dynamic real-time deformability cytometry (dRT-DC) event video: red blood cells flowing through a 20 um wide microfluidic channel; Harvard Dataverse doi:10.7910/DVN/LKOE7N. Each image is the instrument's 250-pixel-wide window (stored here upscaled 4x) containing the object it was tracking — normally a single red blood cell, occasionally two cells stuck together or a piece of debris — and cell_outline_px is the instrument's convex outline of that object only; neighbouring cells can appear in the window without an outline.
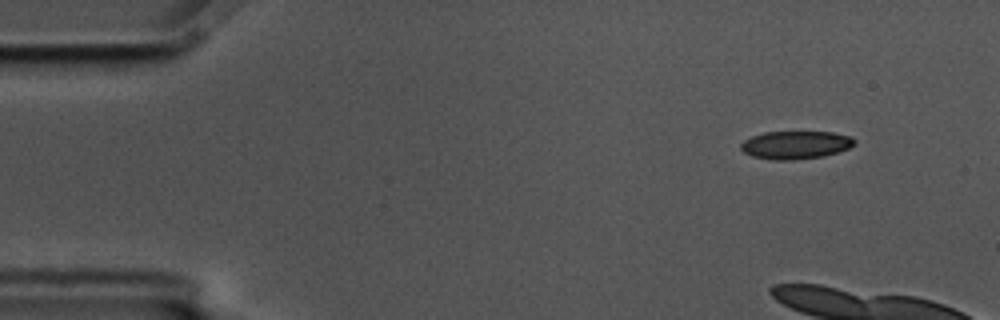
{"species": "common noctule bat (a hibernating species)", "species_latin": "Nyctalus noctula", "temperature_condition": "cold", "stored_images_in_passage": 9, "camera_frame_rate_fps": 3000, "um_per_image_px": 0.085, "animal": {"sex": "male", "body_mass_g": 17.5, "forearm_length_mm": 52.3}, "frame": {"image": 1, "passage_image": 1, "time_ms": 0.0, "image_size_px": [1000, 320], "cell_outline_px": [[856, 144], [848, 148], [824, 156], [792, 160], [772, 160], [752, 156], [744, 152], [740, 148], [740, 144], [744, 140], [752, 136], [764, 132], [832, 132], [852, 136], [856, 140]], "centroid_in_image_um": [67.63, 12.31], "position_along_channel_um": 17.4, "area_um2": 18.61}}